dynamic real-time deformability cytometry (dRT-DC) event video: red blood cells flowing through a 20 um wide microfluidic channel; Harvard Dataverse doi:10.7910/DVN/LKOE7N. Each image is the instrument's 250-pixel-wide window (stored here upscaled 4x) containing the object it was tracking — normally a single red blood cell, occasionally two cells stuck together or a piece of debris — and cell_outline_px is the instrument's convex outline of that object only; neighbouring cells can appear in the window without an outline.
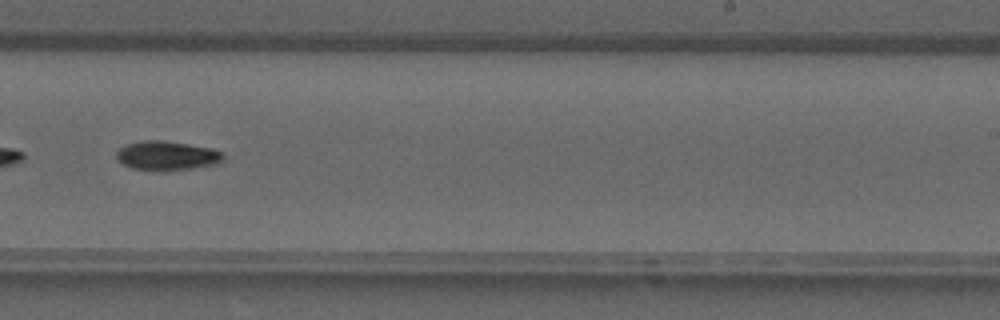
{"species": "common noctule bat (a hibernating species)", "species_latin": "Nyctalus noctula", "temperature_condition": "warm", "stored_images_in_passage": 35, "camera_frame_rate_fps": 3000, "um_per_image_px": 0.085, "animal": {"sex": "male", "forearm_length_mm": 52.5}, "frame": {"image": 1, "passage_image": 20, "time_ms": 6.333, "image_size_px": [1000, 320], "cell_outline_px": [[224, 160], [220, 164], [192, 168], [160, 172], [156, 172], [132, 168], [124, 164], [116, 156], [116, 152], [124, 144], [144, 140], [160, 140], [188, 144], [212, 148], [220, 152], [224, 156]], "centroid_in_image_um": [14.2, 13.25], "position_along_channel_um": 274.8, "area_um2": 18.44}}
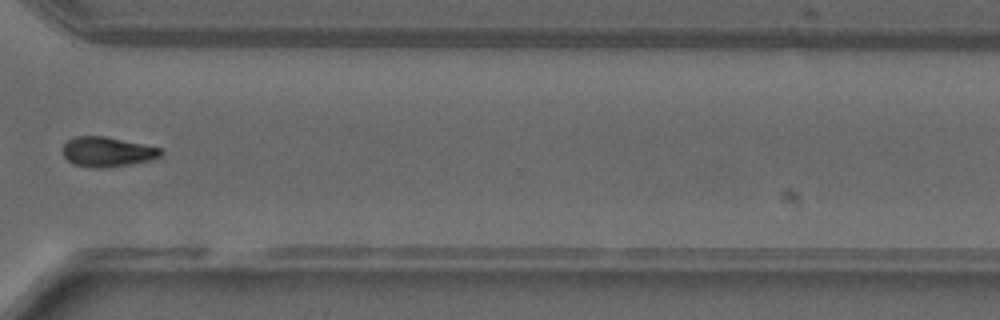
{"frame": {"image": 2, "passage_image": 25, "time_ms": 8.0, "image_size_px": [1000, 320], "cell_outline_px": [[164, 152], [160, 156], [152, 160], [128, 164], [100, 168], [92, 168], [76, 164], [68, 160], [64, 156], [64, 144], [68, 140], [76, 136], [104, 136], [160, 148]], "centroid_in_image_um": [9.13, 12.9], "position_along_channel_um": 361.5, "area_um2": 16.7}}
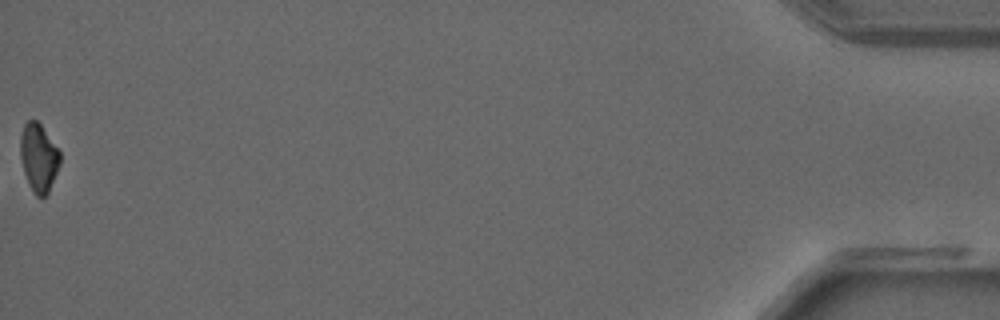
{"frame": {"image": 3, "passage_image": 35, "time_ms": 11.333, "image_size_px": [1000, 320], "cell_outline_px": [[60, 164], [48, 192], [44, 196], [36, 196], [24, 172], [20, 156], [20, 136], [24, 124], [28, 120], [36, 120], [40, 124], [60, 152]], "centroid_in_image_um": [3.28, 13.37], "position_along_channel_um": 431.9, "area_um2": 15.37}}